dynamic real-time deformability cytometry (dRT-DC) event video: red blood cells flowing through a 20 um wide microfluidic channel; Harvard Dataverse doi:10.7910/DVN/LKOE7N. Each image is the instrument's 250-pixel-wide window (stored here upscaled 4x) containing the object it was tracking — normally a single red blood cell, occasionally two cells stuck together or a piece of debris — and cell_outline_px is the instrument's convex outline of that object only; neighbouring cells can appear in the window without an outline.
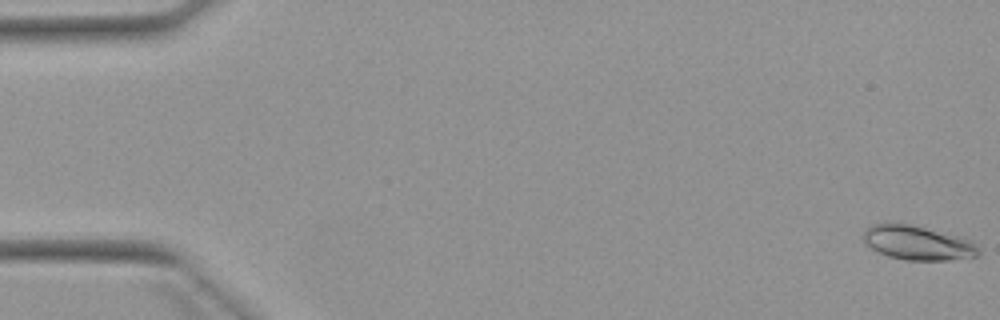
{"species": "Egyptian fruit bat (a non-hibernating species)", "species_latin": "Rousettus aegyptiacus", "temperature_condition": "warm", "stored_images_in_passage": 7, "camera_frame_rate_fps": 3000, "um_per_image_px": 0.085, "animal": {"sex": "female"}, "frame": {"image": 1, "passage_image": 1, "time_ms": 0.0, "image_size_px": [1000, 320], "cell_outline_px": [[980, 256], [948, 260], [908, 260], [888, 256], [864, 244], [864, 228], [872, 224], [888, 220], [908, 224], [972, 240], [980, 248]], "centroid_in_image_um": [77.97, 20.62], "position_along_channel_um": 7.0, "area_um2": 23.24}}
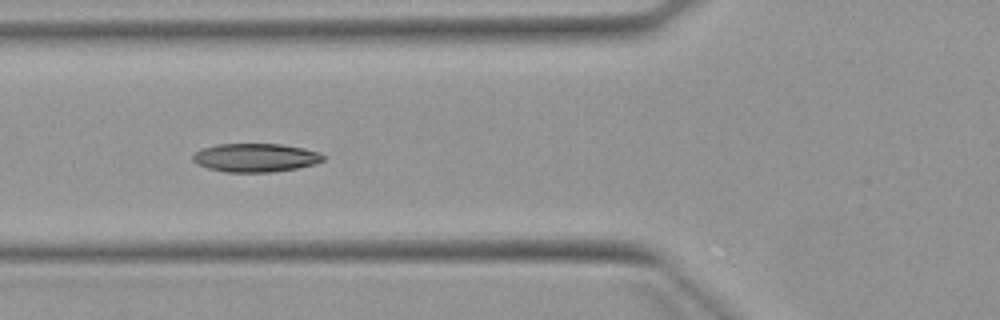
{"frame": {"image": 2, "passage_image": 6, "time_ms": 6.333, "image_size_px": [1000, 320], "cell_outline_px": [[324, 160], [316, 164], [296, 168], [272, 172], [224, 172], [208, 168], [196, 164], [192, 160], [192, 156], [200, 148], [216, 144], [280, 144], [304, 148], [320, 152], [324, 156]], "centroid_in_image_um": [21.7, 13.4], "position_along_channel_um": 104.1, "area_um2": 21.85}}
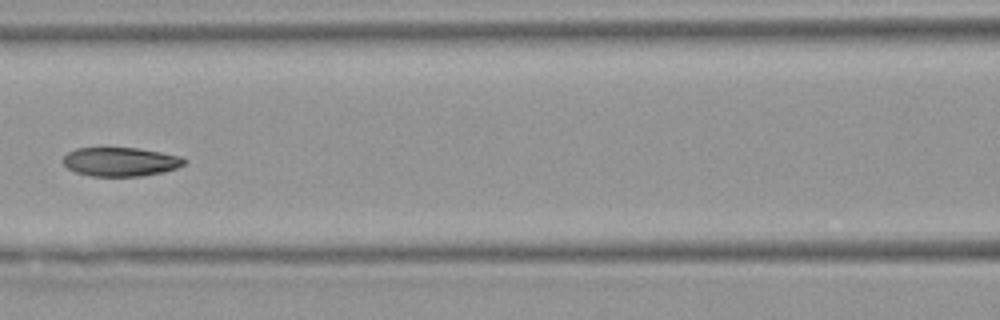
{"frame": {"image": 3, "passage_image": 7, "time_ms": 7.667, "image_size_px": [1000, 320], "cell_outline_px": [[188, 160], [184, 164], [176, 168], [164, 172], [140, 176], [92, 176], [76, 172], [68, 168], [64, 164], [64, 156], [68, 152], [76, 148], [140, 148], [184, 156]], "centroid_in_image_um": [10.3, 13.74], "position_along_channel_um": 156.3, "area_um2": 20.52}}